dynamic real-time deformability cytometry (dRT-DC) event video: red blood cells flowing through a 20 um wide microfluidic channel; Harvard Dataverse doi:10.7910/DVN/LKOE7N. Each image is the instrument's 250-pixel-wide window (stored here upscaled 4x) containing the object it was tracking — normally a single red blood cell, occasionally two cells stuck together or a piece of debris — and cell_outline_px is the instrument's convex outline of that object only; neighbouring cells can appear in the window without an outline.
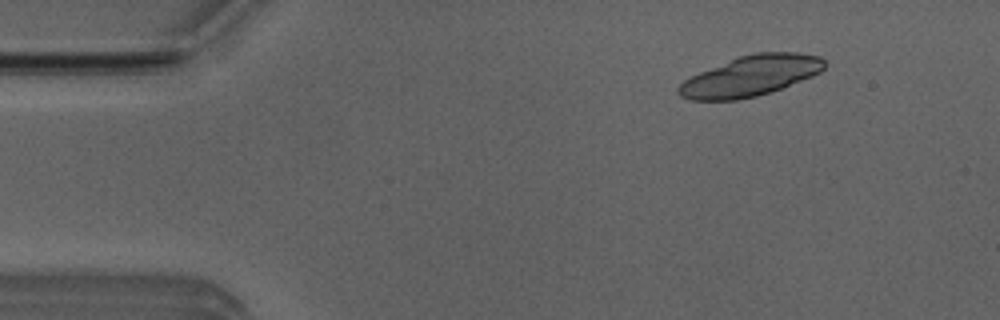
{"species": "Egyptian fruit bat (a non-hibernating species)", "species_latin": "Rousettus aegyptiacus", "temperature_condition": "room temperature", "stored_images_in_passage": 9, "camera_frame_rate_fps": 3000, "um_per_image_px": 0.085, "animal": {"sex": "male"}, "frame": {"image": 1, "passage_image": 6, "time_ms": 1.667, "image_size_px": [1000, 320], "cell_outline_px": [[824, 68], [820, 72], [812, 76], [780, 88], [756, 96], [736, 100], [688, 100], [680, 96], [676, 92], [676, 88], [684, 80], [700, 72], [740, 56], [752, 52], [796, 52], [820, 56], [824, 60]], "centroid_in_image_um": [63.78, 6.45], "position_along_channel_um": 21.2, "area_um2": 34.04}}